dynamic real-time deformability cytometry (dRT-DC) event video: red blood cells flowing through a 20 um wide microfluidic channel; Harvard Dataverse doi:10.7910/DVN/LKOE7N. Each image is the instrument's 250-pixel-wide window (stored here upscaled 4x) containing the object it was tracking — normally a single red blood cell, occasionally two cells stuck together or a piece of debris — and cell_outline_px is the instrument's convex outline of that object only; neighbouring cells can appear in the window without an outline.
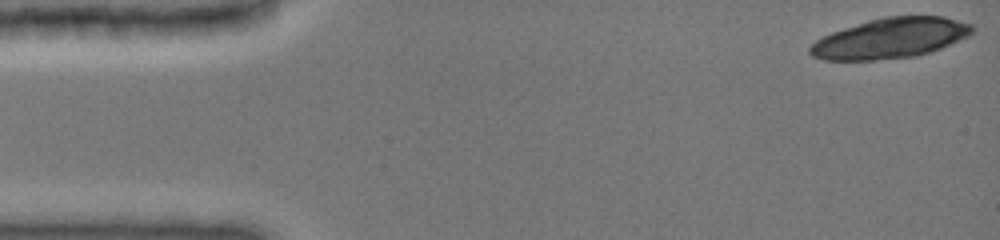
{"species": "common noctule bat (a hibernating species)", "species_latin": "Nyctalus noctula", "temperature_condition": "cold", "stored_images_in_passage": 29, "camera_frame_rate_fps": 3000, "um_per_image_px": 0.085, "animal": {"sex": "female", "body_mass_g": 19.0, "forearm_length_mm": 51.5}, "frame": {"image": 1, "passage_image": 1, "time_ms": 0.0, "image_size_px": [1000, 240], "cell_outline_px": [[976, 28], [968, 36], [940, 48], [916, 56], [876, 60], [824, 60], [812, 56], [808, 52], [808, 48], [816, 40], [832, 32], [868, 20], [884, 16], [944, 16], [972, 24]], "centroid_in_image_um": [75.68, 3.24], "position_along_channel_um": 9.3, "area_um2": 37.97}}
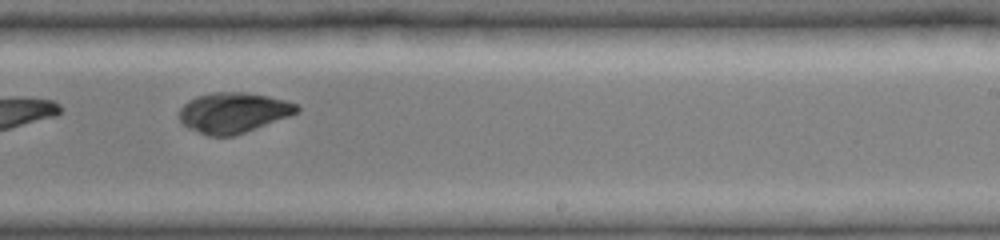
{"frame": {"image": 2, "passage_image": 20, "time_ms": 9.667, "image_size_px": [1000, 240], "cell_outline_px": [[300, 112], [244, 132], [232, 136], [208, 136], [188, 128], [180, 124], [180, 108], [188, 100], [196, 96], [212, 92], [244, 92], [268, 96], [284, 100], [296, 104], [300, 108]], "centroid_in_image_um": [19.8, 9.57], "position_along_channel_um": 269.2, "area_um2": 27.57}}
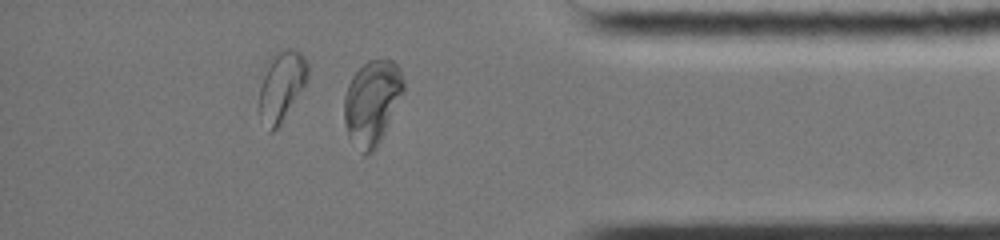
{"frame": {"image": 3, "passage_image": 27, "time_ms": 13.333, "image_size_px": [1000, 240], "cell_outline_px": [[404, 92], [376, 148], [372, 152], [364, 156], [348, 136], [344, 124], [344, 96], [348, 84], [352, 76], [368, 60], [392, 60], [400, 68], [404, 80]], "centroid_in_image_um": [31.61, 8.71], "position_along_channel_um": 403.6, "area_um2": 29.13}, "authors_computed_cell_mechanics": {"area_um2": 26.0678, "velocity_mm_per_s": 3.9389, "shape_relaxation_time_tau1_ms": null, "shape_relaxation_time_tau2_ms": 7.0424, "deformation_change_tau1": null, "deformation_change_tau2": 0.0827}}